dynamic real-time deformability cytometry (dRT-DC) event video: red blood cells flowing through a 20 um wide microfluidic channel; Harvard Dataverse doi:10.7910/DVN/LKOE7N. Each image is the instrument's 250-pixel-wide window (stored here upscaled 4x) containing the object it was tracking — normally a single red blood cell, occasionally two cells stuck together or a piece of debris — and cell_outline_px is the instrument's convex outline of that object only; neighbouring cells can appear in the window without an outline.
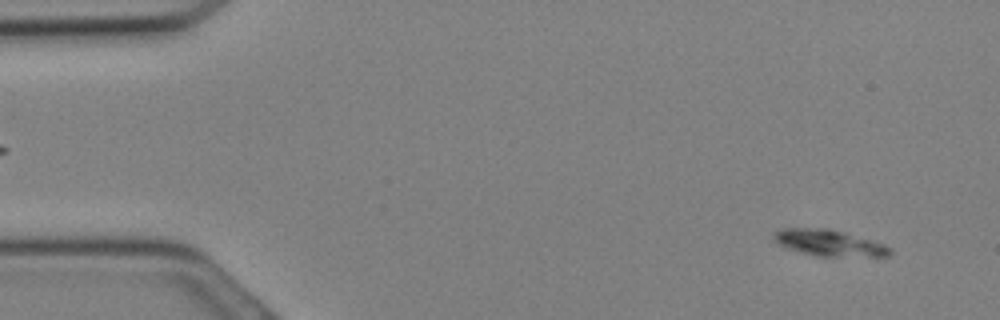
{"species": "Egyptian fruit bat (a non-hibernating species)", "species_latin": "Rousettus aegyptiacus", "temperature_condition": "cold", "stored_images_in_passage": 8, "camera_frame_rate_fps": 3000, "um_per_image_px": 0.085, "animal": {"sex": "female"}, "frame": {"image": 1, "passage_image": 2, "time_ms": 0.333, "image_size_px": [1000, 320], "cell_outline_px": [[892, 252], [888, 256], [816, 256], [788, 248], [780, 244], [772, 236], [780, 228], [828, 228], [844, 232], [892, 248]], "centroid_in_image_um": [70.45, 20.64], "position_along_channel_um": 14.6, "area_um2": 17.28}}